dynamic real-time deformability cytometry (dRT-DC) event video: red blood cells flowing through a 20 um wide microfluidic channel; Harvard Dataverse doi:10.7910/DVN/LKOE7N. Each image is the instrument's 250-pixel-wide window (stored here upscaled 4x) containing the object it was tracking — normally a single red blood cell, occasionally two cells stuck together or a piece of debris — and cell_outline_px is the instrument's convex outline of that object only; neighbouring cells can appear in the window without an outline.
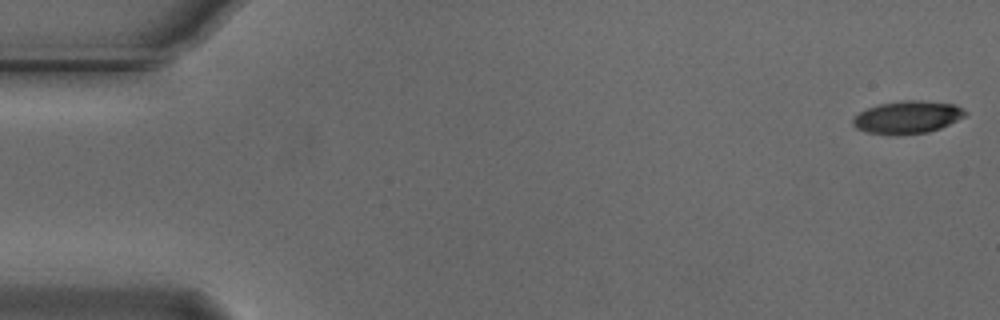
{"species": "Egyptian fruit bat (a non-hibernating species)", "species_latin": "Rousettus aegyptiacus", "temperature_condition": "cold", "stored_images_in_passage": 51, "camera_frame_rate_fps": 3000, "um_per_image_px": 0.085, "animal": {"sex": "male"}, "frame": {"image": 1, "passage_image": 1, "time_ms": 0.0, "image_size_px": [1000, 320], "cell_outline_px": [[968, 112], [964, 116], [940, 128], [928, 132], [896, 136], [868, 132], [856, 128], [852, 124], [852, 120], [860, 112], [868, 108], [880, 104], [904, 100], [920, 100], [956, 104], [964, 108]], "centroid_in_image_um": [77.15, 9.97], "position_along_channel_um": 7.9, "area_um2": 21.39}}
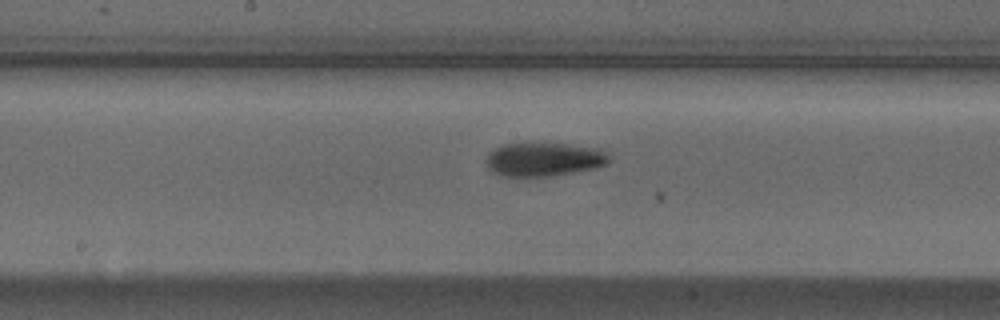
{"frame": {"image": 2, "passage_image": 28, "time_ms": 9.0, "image_size_px": [1000, 320], "cell_outline_px": [[608, 164], [596, 168], [548, 176], [504, 176], [492, 172], [488, 168], [484, 160], [488, 152], [504, 144], [568, 144], [600, 148], [608, 156]], "centroid_in_image_um": [46.2, 13.55], "position_along_channel_um": 202.0, "area_um2": 23.99}}
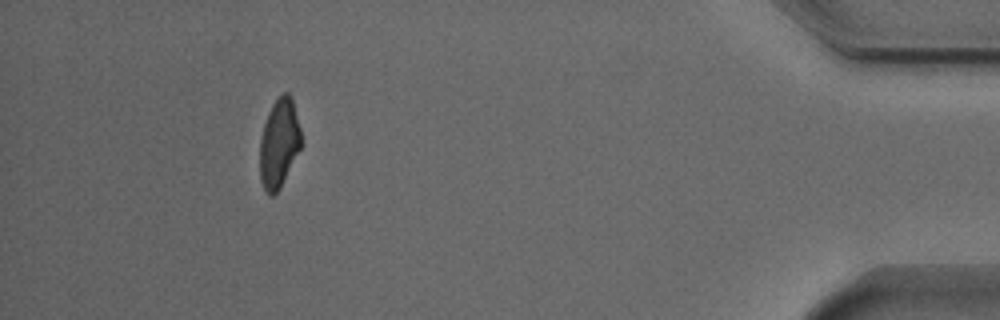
{"frame": {"image": 3, "passage_image": 50, "time_ms": 16.333, "image_size_px": [1000, 320], "cell_outline_px": [[304, 144], [280, 188], [272, 196], [264, 188], [260, 180], [260, 140], [264, 124], [268, 112], [272, 104], [284, 92], [288, 92], [292, 96]], "centroid_in_image_um": [23.75, 12.16], "position_along_channel_um": 411.4, "area_um2": 21.68}}